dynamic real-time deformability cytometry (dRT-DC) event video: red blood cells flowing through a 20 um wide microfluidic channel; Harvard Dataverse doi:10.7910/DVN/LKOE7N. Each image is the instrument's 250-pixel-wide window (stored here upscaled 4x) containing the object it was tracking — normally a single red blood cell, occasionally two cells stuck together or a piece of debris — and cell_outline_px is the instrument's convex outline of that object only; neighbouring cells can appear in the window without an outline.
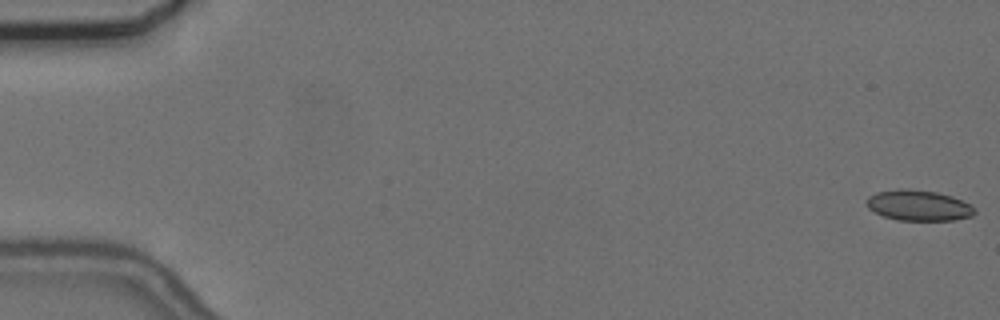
{"species": "common noctule bat (a hibernating species)", "species_latin": "Nyctalus noctula", "temperature_condition": "cold", "stored_images_in_passage": 51, "camera_frame_rate_fps": 3000, "um_per_image_px": 0.085, "animal": {"sex": "female", "body_mass_g": 24.6, "forearm_length_mm": 56.2}, "frame": {"image": 1, "passage_image": 1, "time_ms": 0.0, "image_size_px": [1000, 320], "cell_outline_px": [[976, 212], [972, 216], [952, 220], [896, 220], [884, 216], [868, 208], [864, 200], [868, 196], [876, 192], [900, 188], [908, 188], [936, 192], [952, 196], [976, 208]], "centroid_in_image_um": [78.04, 17.45], "position_along_channel_um": 7.0, "area_um2": 19.36}}
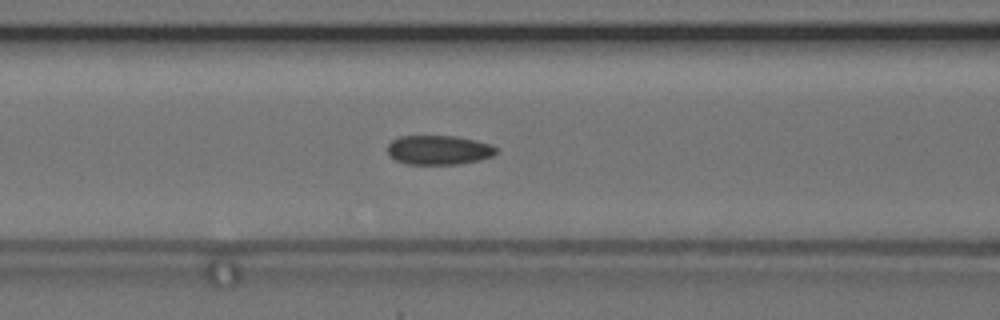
{"frame": {"image": 2, "passage_image": 24, "time_ms": 7.667, "image_size_px": [1000, 320], "cell_outline_px": [[500, 148], [492, 156], [480, 160], [456, 164], [408, 164], [396, 160], [388, 152], [388, 144], [392, 140], [400, 136], [456, 136], [476, 140], [492, 144]], "centroid_in_image_um": [37.34, 12.74], "position_along_channel_um": 129.3, "area_um2": 18.61}}
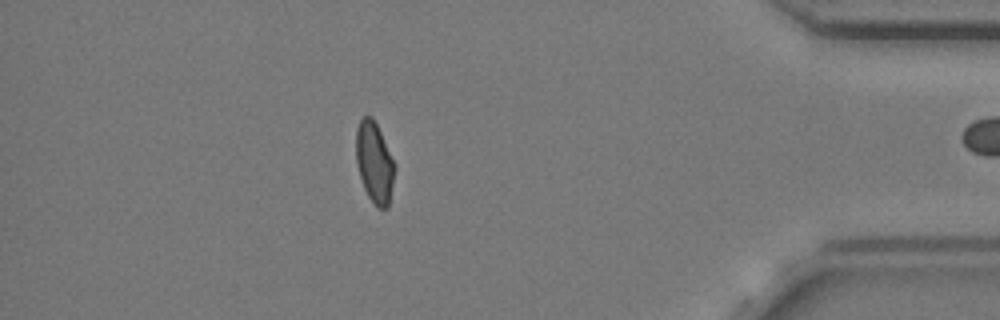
{"frame": {"image": 3, "passage_image": 50, "time_ms": 16.333, "image_size_px": [1000, 320], "cell_outline_px": [[396, 168], [388, 208], [376, 208], [368, 196], [364, 188], [356, 164], [356, 128], [360, 120], [364, 116], [372, 116], [396, 164]], "centroid_in_image_um": [31.83, 13.83], "position_along_channel_um": 403.4, "area_um2": 18.32}}